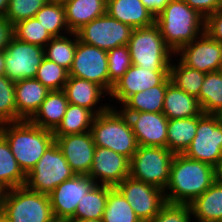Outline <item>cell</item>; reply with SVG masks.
<instances>
[{
    "mask_svg": "<svg viewBox=\"0 0 222 222\" xmlns=\"http://www.w3.org/2000/svg\"><path fill=\"white\" fill-rule=\"evenodd\" d=\"M6 191L7 189L2 184H0V209L3 204Z\"/></svg>",
    "mask_w": 222,
    "mask_h": 222,
    "instance_id": "obj_51",
    "label": "cell"
},
{
    "mask_svg": "<svg viewBox=\"0 0 222 222\" xmlns=\"http://www.w3.org/2000/svg\"><path fill=\"white\" fill-rule=\"evenodd\" d=\"M198 116L170 119L167 128V148L183 154L196 136Z\"/></svg>",
    "mask_w": 222,
    "mask_h": 222,
    "instance_id": "obj_28",
    "label": "cell"
},
{
    "mask_svg": "<svg viewBox=\"0 0 222 222\" xmlns=\"http://www.w3.org/2000/svg\"><path fill=\"white\" fill-rule=\"evenodd\" d=\"M49 92L50 90L35 78L15 81L17 121L30 120Z\"/></svg>",
    "mask_w": 222,
    "mask_h": 222,
    "instance_id": "obj_21",
    "label": "cell"
},
{
    "mask_svg": "<svg viewBox=\"0 0 222 222\" xmlns=\"http://www.w3.org/2000/svg\"><path fill=\"white\" fill-rule=\"evenodd\" d=\"M111 186L96 184L77 205L72 220L102 219Z\"/></svg>",
    "mask_w": 222,
    "mask_h": 222,
    "instance_id": "obj_29",
    "label": "cell"
},
{
    "mask_svg": "<svg viewBox=\"0 0 222 222\" xmlns=\"http://www.w3.org/2000/svg\"><path fill=\"white\" fill-rule=\"evenodd\" d=\"M177 60H172L169 67L171 82L189 95L198 98L206 73L184 65L178 58Z\"/></svg>",
    "mask_w": 222,
    "mask_h": 222,
    "instance_id": "obj_33",
    "label": "cell"
},
{
    "mask_svg": "<svg viewBox=\"0 0 222 222\" xmlns=\"http://www.w3.org/2000/svg\"><path fill=\"white\" fill-rule=\"evenodd\" d=\"M192 9L199 12L204 18L221 9L219 0H183Z\"/></svg>",
    "mask_w": 222,
    "mask_h": 222,
    "instance_id": "obj_44",
    "label": "cell"
},
{
    "mask_svg": "<svg viewBox=\"0 0 222 222\" xmlns=\"http://www.w3.org/2000/svg\"><path fill=\"white\" fill-rule=\"evenodd\" d=\"M106 13L133 29L151 26L155 15L141 0H107Z\"/></svg>",
    "mask_w": 222,
    "mask_h": 222,
    "instance_id": "obj_22",
    "label": "cell"
},
{
    "mask_svg": "<svg viewBox=\"0 0 222 222\" xmlns=\"http://www.w3.org/2000/svg\"><path fill=\"white\" fill-rule=\"evenodd\" d=\"M170 82L171 80L168 76L160 85L133 94L119 109L122 112L162 113L165 92Z\"/></svg>",
    "mask_w": 222,
    "mask_h": 222,
    "instance_id": "obj_27",
    "label": "cell"
},
{
    "mask_svg": "<svg viewBox=\"0 0 222 222\" xmlns=\"http://www.w3.org/2000/svg\"><path fill=\"white\" fill-rule=\"evenodd\" d=\"M54 138L72 171L76 175H88L96 147L91 132L54 136Z\"/></svg>",
    "mask_w": 222,
    "mask_h": 222,
    "instance_id": "obj_18",
    "label": "cell"
},
{
    "mask_svg": "<svg viewBox=\"0 0 222 222\" xmlns=\"http://www.w3.org/2000/svg\"><path fill=\"white\" fill-rule=\"evenodd\" d=\"M162 113L170 120L200 116L203 111L196 97L170 82L165 92Z\"/></svg>",
    "mask_w": 222,
    "mask_h": 222,
    "instance_id": "obj_23",
    "label": "cell"
},
{
    "mask_svg": "<svg viewBox=\"0 0 222 222\" xmlns=\"http://www.w3.org/2000/svg\"><path fill=\"white\" fill-rule=\"evenodd\" d=\"M205 32L213 40L222 43V9L205 18Z\"/></svg>",
    "mask_w": 222,
    "mask_h": 222,
    "instance_id": "obj_43",
    "label": "cell"
},
{
    "mask_svg": "<svg viewBox=\"0 0 222 222\" xmlns=\"http://www.w3.org/2000/svg\"><path fill=\"white\" fill-rule=\"evenodd\" d=\"M222 43L213 40L206 32L181 47L174 55L186 66L204 73L219 71ZM180 57V58H179Z\"/></svg>",
    "mask_w": 222,
    "mask_h": 222,
    "instance_id": "obj_14",
    "label": "cell"
},
{
    "mask_svg": "<svg viewBox=\"0 0 222 222\" xmlns=\"http://www.w3.org/2000/svg\"><path fill=\"white\" fill-rule=\"evenodd\" d=\"M74 222H102V219L89 218L85 220H74Z\"/></svg>",
    "mask_w": 222,
    "mask_h": 222,
    "instance_id": "obj_52",
    "label": "cell"
},
{
    "mask_svg": "<svg viewBox=\"0 0 222 222\" xmlns=\"http://www.w3.org/2000/svg\"><path fill=\"white\" fill-rule=\"evenodd\" d=\"M197 99L204 114L222 115V73L220 71L205 74Z\"/></svg>",
    "mask_w": 222,
    "mask_h": 222,
    "instance_id": "obj_31",
    "label": "cell"
},
{
    "mask_svg": "<svg viewBox=\"0 0 222 222\" xmlns=\"http://www.w3.org/2000/svg\"><path fill=\"white\" fill-rule=\"evenodd\" d=\"M168 76L169 71H149L132 65L113 85L109 97H111L110 102L115 100L113 102L115 105L110 106L116 108L119 103L118 106L120 107L133 94L160 85Z\"/></svg>",
    "mask_w": 222,
    "mask_h": 222,
    "instance_id": "obj_17",
    "label": "cell"
},
{
    "mask_svg": "<svg viewBox=\"0 0 222 222\" xmlns=\"http://www.w3.org/2000/svg\"><path fill=\"white\" fill-rule=\"evenodd\" d=\"M0 222H8L3 215L0 213Z\"/></svg>",
    "mask_w": 222,
    "mask_h": 222,
    "instance_id": "obj_53",
    "label": "cell"
},
{
    "mask_svg": "<svg viewBox=\"0 0 222 222\" xmlns=\"http://www.w3.org/2000/svg\"><path fill=\"white\" fill-rule=\"evenodd\" d=\"M48 222H74L71 218L52 217Z\"/></svg>",
    "mask_w": 222,
    "mask_h": 222,
    "instance_id": "obj_50",
    "label": "cell"
},
{
    "mask_svg": "<svg viewBox=\"0 0 222 222\" xmlns=\"http://www.w3.org/2000/svg\"><path fill=\"white\" fill-rule=\"evenodd\" d=\"M12 37L13 25L5 17H0V51L5 50Z\"/></svg>",
    "mask_w": 222,
    "mask_h": 222,
    "instance_id": "obj_45",
    "label": "cell"
},
{
    "mask_svg": "<svg viewBox=\"0 0 222 222\" xmlns=\"http://www.w3.org/2000/svg\"><path fill=\"white\" fill-rule=\"evenodd\" d=\"M219 71L222 73V55H221V63H220Z\"/></svg>",
    "mask_w": 222,
    "mask_h": 222,
    "instance_id": "obj_54",
    "label": "cell"
},
{
    "mask_svg": "<svg viewBox=\"0 0 222 222\" xmlns=\"http://www.w3.org/2000/svg\"><path fill=\"white\" fill-rule=\"evenodd\" d=\"M132 31L131 26L106 13L84 25L76 34L80 42L109 51L115 47L128 45Z\"/></svg>",
    "mask_w": 222,
    "mask_h": 222,
    "instance_id": "obj_10",
    "label": "cell"
},
{
    "mask_svg": "<svg viewBox=\"0 0 222 222\" xmlns=\"http://www.w3.org/2000/svg\"><path fill=\"white\" fill-rule=\"evenodd\" d=\"M69 104L81 106L90 110L95 116L108 110L109 103L102 104L109 95L101 86L88 80L69 76L63 88ZM101 100V101H100ZM98 104H101L98 106Z\"/></svg>",
    "mask_w": 222,
    "mask_h": 222,
    "instance_id": "obj_20",
    "label": "cell"
},
{
    "mask_svg": "<svg viewBox=\"0 0 222 222\" xmlns=\"http://www.w3.org/2000/svg\"><path fill=\"white\" fill-rule=\"evenodd\" d=\"M13 37L19 41L39 45L43 48L53 38L35 17L13 25Z\"/></svg>",
    "mask_w": 222,
    "mask_h": 222,
    "instance_id": "obj_37",
    "label": "cell"
},
{
    "mask_svg": "<svg viewBox=\"0 0 222 222\" xmlns=\"http://www.w3.org/2000/svg\"><path fill=\"white\" fill-rule=\"evenodd\" d=\"M215 181V167L184 154H175L169 183L164 190L166 203L189 205Z\"/></svg>",
    "mask_w": 222,
    "mask_h": 222,
    "instance_id": "obj_1",
    "label": "cell"
},
{
    "mask_svg": "<svg viewBox=\"0 0 222 222\" xmlns=\"http://www.w3.org/2000/svg\"><path fill=\"white\" fill-rule=\"evenodd\" d=\"M69 73L57 63L44 58L37 69L35 79L41 82L50 91L63 90Z\"/></svg>",
    "mask_w": 222,
    "mask_h": 222,
    "instance_id": "obj_38",
    "label": "cell"
},
{
    "mask_svg": "<svg viewBox=\"0 0 222 222\" xmlns=\"http://www.w3.org/2000/svg\"><path fill=\"white\" fill-rule=\"evenodd\" d=\"M68 104L63 90L50 91L30 121L40 128L54 132L61 124Z\"/></svg>",
    "mask_w": 222,
    "mask_h": 222,
    "instance_id": "obj_25",
    "label": "cell"
},
{
    "mask_svg": "<svg viewBox=\"0 0 222 222\" xmlns=\"http://www.w3.org/2000/svg\"><path fill=\"white\" fill-rule=\"evenodd\" d=\"M96 183L88 175H74L58 185L49 195L54 217L71 218L77 205Z\"/></svg>",
    "mask_w": 222,
    "mask_h": 222,
    "instance_id": "obj_16",
    "label": "cell"
},
{
    "mask_svg": "<svg viewBox=\"0 0 222 222\" xmlns=\"http://www.w3.org/2000/svg\"><path fill=\"white\" fill-rule=\"evenodd\" d=\"M0 213L8 222H48L53 217L49 195L26 186L6 191Z\"/></svg>",
    "mask_w": 222,
    "mask_h": 222,
    "instance_id": "obj_6",
    "label": "cell"
},
{
    "mask_svg": "<svg viewBox=\"0 0 222 222\" xmlns=\"http://www.w3.org/2000/svg\"><path fill=\"white\" fill-rule=\"evenodd\" d=\"M183 154L216 168L222 160V115L198 116L196 136Z\"/></svg>",
    "mask_w": 222,
    "mask_h": 222,
    "instance_id": "obj_9",
    "label": "cell"
},
{
    "mask_svg": "<svg viewBox=\"0 0 222 222\" xmlns=\"http://www.w3.org/2000/svg\"><path fill=\"white\" fill-rule=\"evenodd\" d=\"M126 114L139 146L167 148L169 119L163 113L123 112Z\"/></svg>",
    "mask_w": 222,
    "mask_h": 222,
    "instance_id": "obj_19",
    "label": "cell"
},
{
    "mask_svg": "<svg viewBox=\"0 0 222 222\" xmlns=\"http://www.w3.org/2000/svg\"><path fill=\"white\" fill-rule=\"evenodd\" d=\"M53 1H57V2H60V3H64V2L67 1V0H53Z\"/></svg>",
    "mask_w": 222,
    "mask_h": 222,
    "instance_id": "obj_55",
    "label": "cell"
},
{
    "mask_svg": "<svg viewBox=\"0 0 222 222\" xmlns=\"http://www.w3.org/2000/svg\"><path fill=\"white\" fill-rule=\"evenodd\" d=\"M0 184L7 190L26 184V175L20 169L6 138L0 133Z\"/></svg>",
    "mask_w": 222,
    "mask_h": 222,
    "instance_id": "obj_30",
    "label": "cell"
},
{
    "mask_svg": "<svg viewBox=\"0 0 222 222\" xmlns=\"http://www.w3.org/2000/svg\"><path fill=\"white\" fill-rule=\"evenodd\" d=\"M95 115L88 109L68 104L61 124L53 132L54 136H66L89 132Z\"/></svg>",
    "mask_w": 222,
    "mask_h": 222,
    "instance_id": "obj_34",
    "label": "cell"
},
{
    "mask_svg": "<svg viewBox=\"0 0 222 222\" xmlns=\"http://www.w3.org/2000/svg\"><path fill=\"white\" fill-rule=\"evenodd\" d=\"M9 0H0V17H4L8 9Z\"/></svg>",
    "mask_w": 222,
    "mask_h": 222,
    "instance_id": "obj_47",
    "label": "cell"
},
{
    "mask_svg": "<svg viewBox=\"0 0 222 222\" xmlns=\"http://www.w3.org/2000/svg\"><path fill=\"white\" fill-rule=\"evenodd\" d=\"M5 75L12 81L35 78L45 58L44 48L12 37L4 50Z\"/></svg>",
    "mask_w": 222,
    "mask_h": 222,
    "instance_id": "obj_11",
    "label": "cell"
},
{
    "mask_svg": "<svg viewBox=\"0 0 222 222\" xmlns=\"http://www.w3.org/2000/svg\"><path fill=\"white\" fill-rule=\"evenodd\" d=\"M128 48L132 65L149 71H169L175 55L166 45L156 23L133 29Z\"/></svg>",
    "mask_w": 222,
    "mask_h": 222,
    "instance_id": "obj_5",
    "label": "cell"
},
{
    "mask_svg": "<svg viewBox=\"0 0 222 222\" xmlns=\"http://www.w3.org/2000/svg\"><path fill=\"white\" fill-rule=\"evenodd\" d=\"M130 175V160L108 148L95 147L88 176L100 185L116 187Z\"/></svg>",
    "mask_w": 222,
    "mask_h": 222,
    "instance_id": "obj_15",
    "label": "cell"
},
{
    "mask_svg": "<svg viewBox=\"0 0 222 222\" xmlns=\"http://www.w3.org/2000/svg\"><path fill=\"white\" fill-rule=\"evenodd\" d=\"M90 132L96 146L113 150L129 160L139 146L126 114L118 107L96 115Z\"/></svg>",
    "mask_w": 222,
    "mask_h": 222,
    "instance_id": "obj_4",
    "label": "cell"
},
{
    "mask_svg": "<svg viewBox=\"0 0 222 222\" xmlns=\"http://www.w3.org/2000/svg\"><path fill=\"white\" fill-rule=\"evenodd\" d=\"M143 5L157 16L171 0H141Z\"/></svg>",
    "mask_w": 222,
    "mask_h": 222,
    "instance_id": "obj_46",
    "label": "cell"
},
{
    "mask_svg": "<svg viewBox=\"0 0 222 222\" xmlns=\"http://www.w3.org/2000/svg\"><path fill=\"white\" fill-rule=\"evenodd\" d=\"M131 205L122 193L112 187L108 192L106 208L103 213L102 222H140Z\"/></svg>",
    "mask_w": 222,
    "mask_h": 222,
    "instance_id": "obj_36",
    "label": "cell"
},
{
    "mask_svg": "<svg viewBox=\"0 0 222 222\" xmlns=\"http://www.w3.org/2000/svg\"><path fill=\"white\" fill-rule=\"evenodd\" d=\"M155 23L174 53L205 32V18L183 0H171L155 16Z\"/></svg>",
    "mask_w": 222,
    "mask_h": 222,
    "instance_id": "obj_3",
    "label": "cell"
},
{
    "mask_svg": "<svg viewBox=\"0 0 222 222\" xmlns=\"http://www.w3.org/2000/svg\"><path fill=\"white\" fill-rule=\"evenodd\" d=\"M194 222L189 205L166 203L150 222Z\"/></svg>",
    "mask_w": 222,
    "mask_h": 222,
    "instance_id": "obj_42",
    "label": "cell"
},
{
    "mask_svg": "<svg viewBox=\"0 0 222 222\" xmlns=\"http://www.w3.org/2000/svg\"><path fill=\"white\" fill-rule=\"evenodd\" d=\"M49 0H9L5 18L12 24L35 17Z\"/></svg>",
    "mask_w": 222,
    "mask_h": 222,
    "instance_id": "obj_41",
    "label": "cell"
},
{
    "mask_svg": "<svg viewBox=\"0 0 222 222\" xmlns=\"http://www.w3.org/2000/svg\"><path fill=\"white\" fill-rule=\"evenodd\" d=\"M78 40L77 34L72 32L61 37H53L44 47L45 58L69 72Z\"/></svg>",
    "mask_w": 222,
    "mask_h": 222,
    "instance_id": "obj_32",
    "label": "cell"
},
{
    "mask_svg": "<svg viewBox=\"0 0 222 222\" xmlns=\"http://www.w3.org/2000/svg\"><path fill=\"white\" fill-rule=\"evenodd\" d=\"M35 18L52 37H61L71 33L66 23L65 7L63 3L49 0L35 14Z\"/></svg>",
    "mask_w": 222,
    "mask_h": 222,
    "instance_id": "obj_35",
    "label": "cell"
},
{
    "mask_svg": "<svg viewBox=\"0 0 222 222\" xmlns=\"http://www.w3.org/2000/svg\"><path fill=\"white\" fill-rule=\"evenodd\" d=\"M108 73H109V94L113 85L132 66L128 45L115 47L107 51Z\"/></svg>",
    "mask_w": 222,
    "mask_h": 222,
    "instance_id": "obj_39",
    "label": "cell"
},
{
    "mask_svg": "<svg viewBox=\"0 0 222 222\" xmlns=\"http://www.w3.org/2000/svg\"><path fill=\"white\" fill-rule=\"evenodd\" d=\"M116 188L122 193L140 220L150 222L166 204L162 189L130 176Z\"/></svg>",
    "mask_w": 222,
    "mask_h": 222,
    "instance_id": "obj_12",
    "label": "cell"
},
{
    "mask_svg": "<svg viewBox=\"0 0 222 222\" xmlns=\"http://www.w3.org/2000/svg\"><path fill=\"white\" fill-rule=\"evenodd\" d=\"M0 133L6 138L20 169L27 175L55 141L50 130L40 128L30 120L0 124Z\"/></svg>",
    "mask_w": 222,
    "mask_h": 222,
    "instance_id": "obj_2",
    "label": "cell"
},
{
    "mask_svg": "<svg viewBox=\"0 0 222 222\" xmlns=\"http://www.w3.org/2000/svg\"><path fill=\"white\" fill-rule=\"evenodd\" d=\"M216 180L222 184V160L216 167Z\"/></svg>",
    "mask_w": 222,
    "mask_h": 222,
    "instance_id": "obj_49",
    "label": "cell"
},
{
    "mask_svg": "<svg viewBox=\"0 0 222 222\" xmlns=\"http://www.w3.org/2000/svg\"><path fill=\"white\" fill-rule=\"evenodd\" d=\"M69 76L101 86L109 94L107 51L78 40Z\"/></svg>",
    "mask_w": 222,
    "mask_h": 222,
    "instance_id": "obj_13",
    "label": "cell"
},
{
    "mask_svg": "<svg viewBox=\"0 0 222 222\" xmlns=\"http://www.w3.org/2000/svg\"><path fill=\"white\" fill-rule=\"evenodd\" d=\"M5 74V57L4 50L0 51V76Z\"/></svg>",
    "mask_w": 222,
    "mask_h": 222,
    "instance_id": "obj_48",
    "label": "cell"
},
{
    "mask_svg": "<svg viewBox=\"0 0 222 222\" xmlns=\"http://www.w3.org/2000/svg\"><path fill=\"white\" fill-rule=\"evenodd\" d=\"M66 23L72 33L106 14L107 0H67L64 3Z\"/></svg>",
    "mask_w": 222,
    "mask_h": 222,
    "instance_id": "obj_24",
    "label": "cell"
},
{
    "mask_svg": "<svg viewBox=\"0 0 222 222\" xmlns=\"http://www.w3.org/2000/svg\"><path fill=\"white\" fill-rule=\"evenodd\" d=\"M17 121L15 81L0 76V124Z\"/></svg>",
    "mask_w": 222,
    "mask_h": 222,
    "instance_id": "obj_40",
    "label": "cell"
},
{
    "mask_svg": "<svg viewBox=\"0 0 222 222\" xmlns=\"http://www.w3.org/2000/svg\"><path fill=\"white\" fill-rule=\"evenodd\" d=\"M74 175L76 174L54 141L26 175L25 186L35 192L50 194L58 185Z\"/></svg>",
    "mask_w": 222,
    "mask_h": 222,
    "instance_id": "obj_8",
    "label": "cell"
},
{
    "mask_svg": "<svg viewBox=\"0 0 222 222\" xmlns=\"http://www.w3.org/2000/svg\"><path fill=\"white\" fill-rule=\"evenodd\" d=\"M174 153L168 148L138 146L130 160V177L166 189Z\"/></svg>",
    "mask_w": 222,
    "mask_h": 222,
    "instance_id": "obj_7",
    "label": "cell"
},
{
    "mask_svg": "<svg viewBox=\"0 0 222 222\" xmlns=\"http://www.w3.org/2000/svg\"><path fill=\"white\" fill-rule=\"evenodd\" d=\"M189 206L194 222H222V184L216 180Z\"/></svg>",
    "mask_w": 222,
    "mask_h": 222,
    "instance_id": "obj_26",
    "label": "cell"
}]
</instances>
